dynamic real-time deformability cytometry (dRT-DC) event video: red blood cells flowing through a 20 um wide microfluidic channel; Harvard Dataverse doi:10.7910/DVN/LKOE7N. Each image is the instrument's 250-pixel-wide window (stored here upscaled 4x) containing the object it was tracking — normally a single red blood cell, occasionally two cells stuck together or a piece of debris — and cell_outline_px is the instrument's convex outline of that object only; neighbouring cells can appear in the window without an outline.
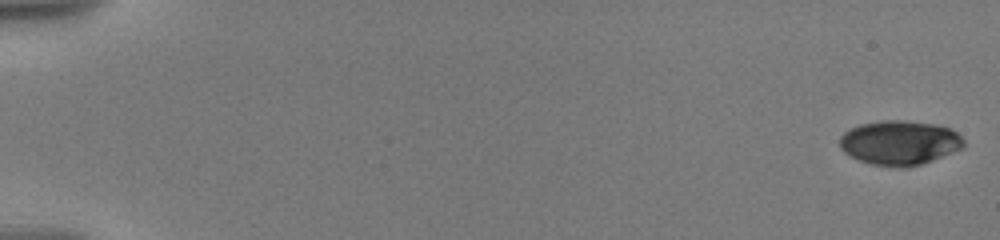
{"species": "human", "species_latin": "Homo sapiens", "temperature_condition": "warm", "stored_images_in_passage": 37, "camera_frame_rate_fps": 3000, "um_per_image_px": 0.085, "donor": {"sex": "male"}, "frame": {"image": 1, "passage_image": 1, "time_ms": 0.0, "image_size_px": [1000, 240], "cell_outline_px": [[964, 148], [932, 160], [920, 164], [904, 168], [896, 168], [872, 164], [848, 156], [840, 148], [840, 136], [844, 132], [860, 124], [884, 120], [904, 120], [936, 124], [952, 128], [964, 140]], "centroid_in_image_um": [76.47, 12.13], "position_along_channel_um": 8.5, "area_um2": 32.31}}
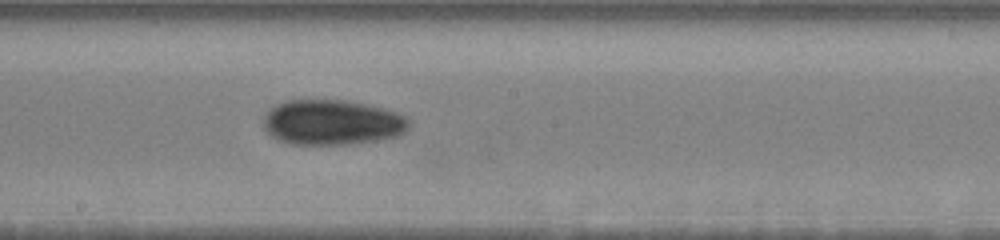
{"frame": {"image": 2, "passage_image": 22, "time_ms": 11.0, "image_size_px": [1000, 240], "cell_outline_px": [[412, 124], [404, 132], [396, 136], [376, 140], [348, 144], [288, 144], [272, 136], [264, 128], [264, 116], [276, 104], [284, 100], [348, 100], [384, 108], [396, 112], [404, 116]], "centroid_in_image_um": [28.23, 10.39], "position_along_channel_um": 220.0, "area_um2": 38.26}}
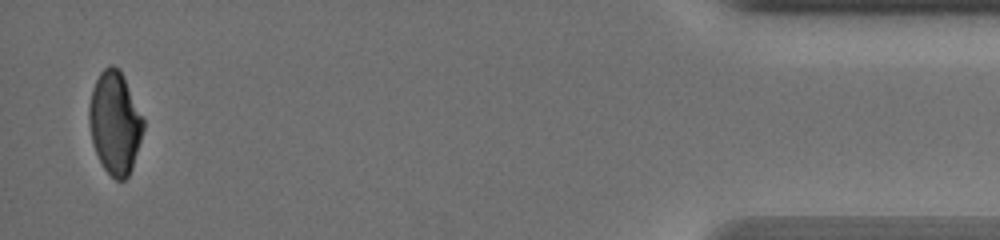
{"frame": {"image": 3, "passage_image": 37, "time_ms": 18.667, "image_size_px": [1000, 240], "cell_outline_px": [[144, 128], [132, 168], [128, 176], [124, 180], [116, 180], [104, 168], [96, 152], [92, 140], [88, 120], [88, 108], [92, 88], [100, 72], [108, 64], [112, 64], [120, 68], [124, 76], [144, 120]], "centroid_in_image_um": [9.76, 10.4], "position_along_channel_um": 425.4, "area_um2": 32.37}, "authors_computed_cell_mechanics": {"area_um2": 35.0846, "velocity_mm_per_s": 3.577, "shape_relaxation_time_tau1_ms": 4.8043, "shape_relaxation_time_tau2_ms": 5.3511, "deformation_change_tau1": 0.1601, "deformation_change_tau2": 0.0906}}